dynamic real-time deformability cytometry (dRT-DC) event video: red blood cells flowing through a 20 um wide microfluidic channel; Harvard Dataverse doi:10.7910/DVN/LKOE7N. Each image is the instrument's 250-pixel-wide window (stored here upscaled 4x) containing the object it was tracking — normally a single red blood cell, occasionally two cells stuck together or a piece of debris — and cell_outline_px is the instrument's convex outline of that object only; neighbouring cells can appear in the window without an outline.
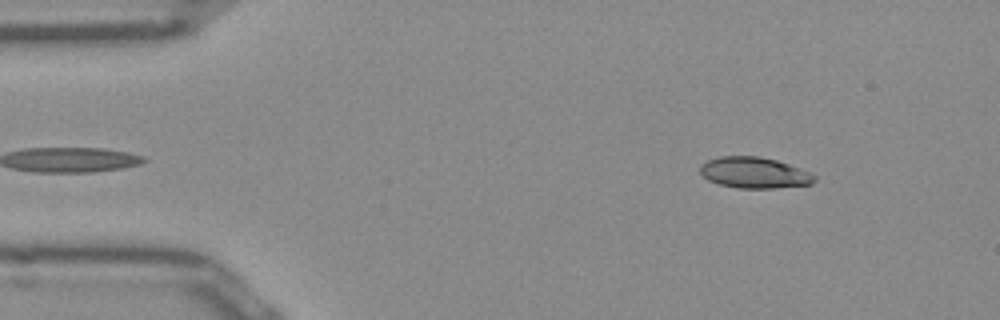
{"species": "Egyptian fruit bat (a non-hibernating species)", "species_latin": "Rousettus aegyptiacus", "temperature_condition": "room temperature", "stored_images_in_passage": 49, "camera_frame_rate_fps": 3000, "um_per_image_px": 0.085, "frame": {"image": 1, "passage_image": 4, "time_ms": 1.0, "image_size_px": [1000, 320], "cell_outline_px": [[816, 180], [812, 184], [776, 188], [740, 188], [720, 184], [708, 180], [700, 172], [700, 164], [708, 160], [720, 156], [760, 156], [776, 160], [800, 168], [816, 176]], "centroid_in_image_um": [64.12, 14.68], "position_along_channel_um": 20.9, "area_um2": 20.63}}
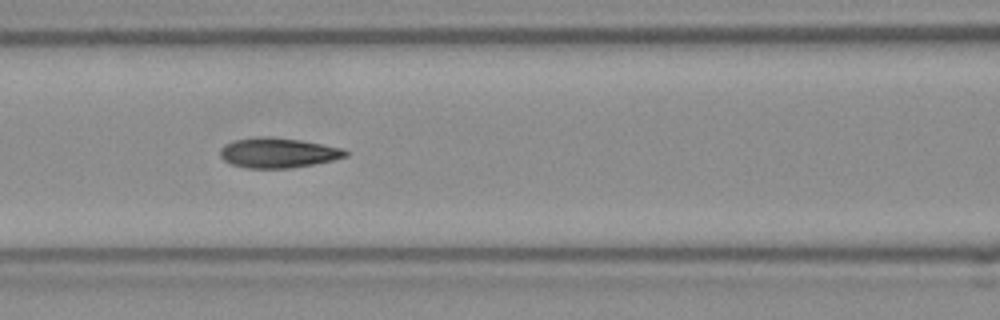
{"frame": {"image": 2, "passage_image": 19, "time_ms": 6.0, "image_size_px": [1000, 320], "cell_outline_px": [[348, 156], [332, 160], [312, 164], [288, 168], [248, 168], [232, 164], [224, 160], [220, 156], [220, 148], [224, 144], [232, 140], [256, 136], [268, 136], [300, 140], [344, 148], [348, 152]], "centroid_in_image_um": [23.6, 12.97], "position_along_channel_um": 143.0, "area_um2": 21.96}}
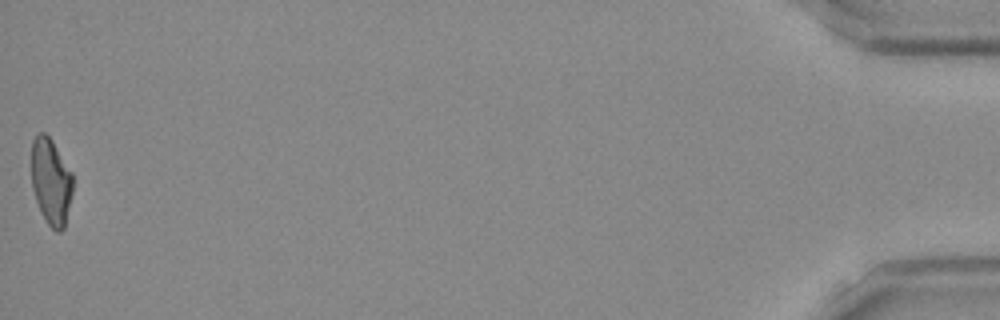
{"frame": {"image": 3, "passage_image": 49, "time_ms": 16.0, "image_size_px": [1000, 320], "cell_outline_px": [[72, 192], [64, 228], [60, 232], [56, 232], [48, 224], [40, 212], [32, 188], [32, 140], [40, 132], [44, 132], [52, 140], [72, 172]], "centroid_in_image_um": [4.33, 15.43], "position_along_channel_um": 430.9, "area_um2": 20.75}, "authors_computed_cell_mechanics": {"area_um2": 21.4438, "velocity_mm_per_s": 3.9243, "shape_relaxation_time_tau1_ms": 5.8211, "shape_relaxation_time_tau2_ms": 1.7879, "deformation_change_tau1": 0.1719, "deformation_change_tau2": 0.0781}}